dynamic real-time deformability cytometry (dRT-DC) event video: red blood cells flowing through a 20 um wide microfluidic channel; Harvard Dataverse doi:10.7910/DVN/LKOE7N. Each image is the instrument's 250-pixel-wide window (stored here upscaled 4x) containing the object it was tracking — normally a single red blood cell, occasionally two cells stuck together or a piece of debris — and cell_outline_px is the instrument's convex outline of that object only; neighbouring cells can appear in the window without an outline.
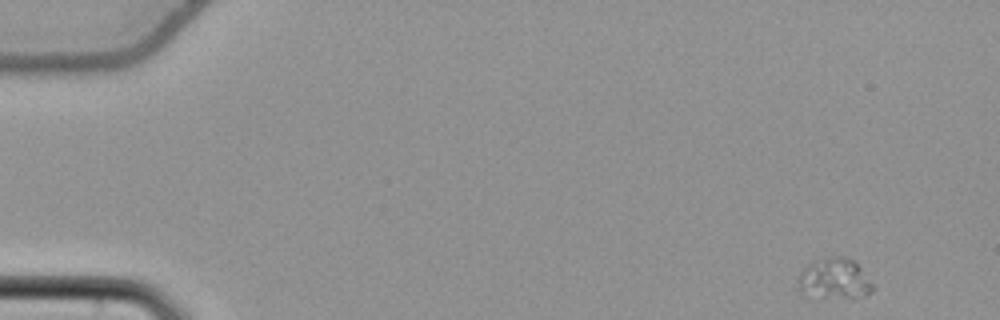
{"species": "common noctule bat (a hibernating species)", "species_latin": "Nyctalus noctula", "temperature_condition": "cold", "stored_images_in_passage": 11, "camera_frame_rate_fps": 3000, "um_per_image_px": 0.085, "animal": {"sex": "female", "body_mass_g": 22.7, "forearm_length_mm": 54.2}, "frame": {"image": 1, "passage_image": 1, "time_ms": 0.0, "image_size_px": [1000, 320], "cell_outline_px": [[876, 288], [872, 292], [864, 296], [804, 296], [800, 288], [800, 272], [808, 264], [828, 256], [844, 256], [852, 260], [860, 268]], "centroid_in_image_um": [70.94, 23.67], "position_along_channel_um": 14.1, "area_um2": 17.17}}